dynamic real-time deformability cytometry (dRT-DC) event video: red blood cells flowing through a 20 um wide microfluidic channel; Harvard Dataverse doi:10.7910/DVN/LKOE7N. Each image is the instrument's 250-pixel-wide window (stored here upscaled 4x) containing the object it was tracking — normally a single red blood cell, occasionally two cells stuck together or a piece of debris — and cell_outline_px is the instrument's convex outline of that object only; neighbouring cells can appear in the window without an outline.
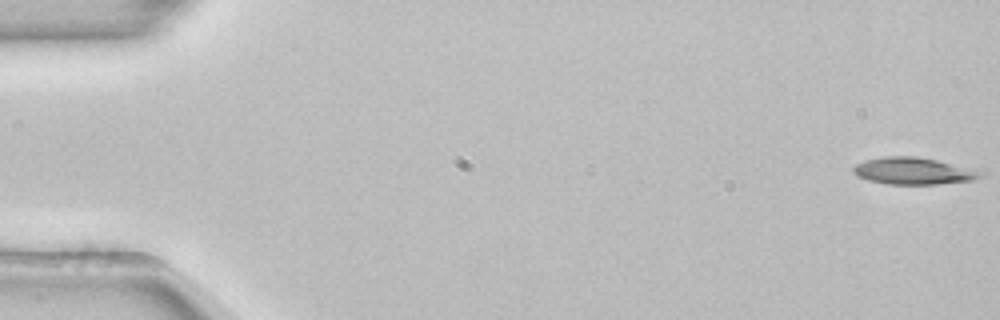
{"species": "common noctule bat (a hibernating species)", "species_latin": "Nyctalus noctula", "temperature_condition": "room temperature", "stored_images_in_passage": 53, "camera_frame_rate_fps": 3000, "um_per_image_px": 0.085, "animal": {"sex": "female", "body_mass_g": 22.7, "forearm_length_mm": 54.2}, "frame": {"image": 1, "passage_image": 1, "time_ms": 0.0, "image_size_px": [1000, 320], "cell_outline_px": [[984, 172], [980, 176], [972, 180], [936, 184], [888, 184], [868, 180], [860, 176], [852, 168], [856, 164], [864, 160], [884, 156], [916, 156], [936, 160]], "centroid_in_image_um": [77.6, 14.52], "position_along_channel_um": 7.4, "area_um2": 19.54}}
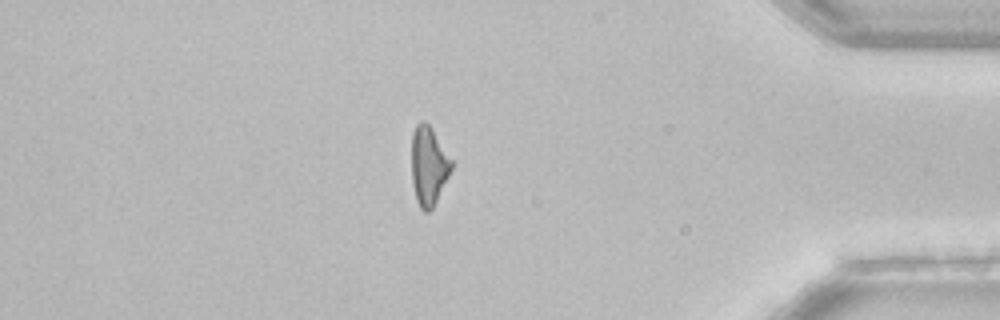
{"frame": {"image": 2, "passage_image": 46, "time_ms": 15.0, "image_size_px": [1000, 320], "cell_outline_px": [[452, 168], [432, 208], [428, 212], [424, 212], [420, 208], [416, 200], [412, 184], [412, 132], [416, 124], [420, 120], [424, 120], [432, 128], [452, 160]], "centroid_in_image_um": [36.41, 14.07], "position_along_channel_um": 398.8, "area_um2": 18.21}, "authors_computed_cell_mechanics": {"area_um2": 19.5364, "velocity_mm_per_s": 3.89, "shape_relaxation_time_tau1_ms": 9.1946, "shape_relaxation_time_tau2_ms": null, "deformation_change_tau1": 0.2128, "deformation_change_tau2": null}}